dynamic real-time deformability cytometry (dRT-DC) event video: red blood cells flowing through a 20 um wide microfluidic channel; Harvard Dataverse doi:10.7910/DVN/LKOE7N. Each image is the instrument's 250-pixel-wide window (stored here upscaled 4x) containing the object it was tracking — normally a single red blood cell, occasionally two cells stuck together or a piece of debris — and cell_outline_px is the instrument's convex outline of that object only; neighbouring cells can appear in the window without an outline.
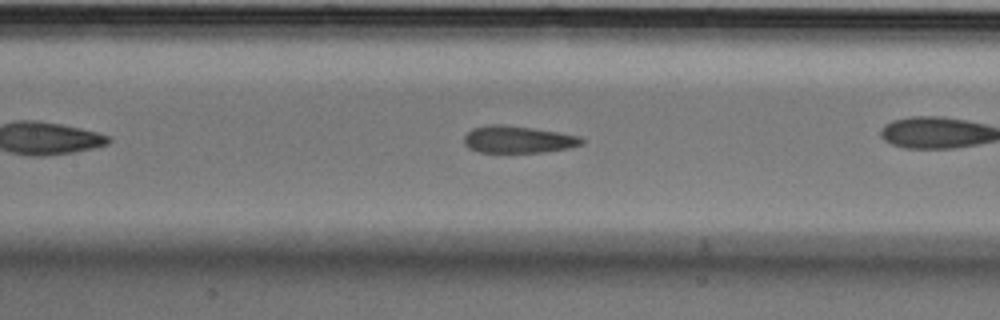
{"species": "Egyptian fruit bat (a non-hibernating species)", "species_latin": "Rousettus aegyptiacus", "temperature_condition": "cold", "stored_images_in_passage": 34, "camera_frame_rate_fps": 3000, "um_per_image_px": 0.085, "animal": {"sex": "male"}, "frame": {"image": 1, "passage_image": 15, "time_ms": 4.667, "image_size_px": [1000, 320], "cell_outline_px": [[584, 144], [568, 148], [544, 152], [476, 152], [468, 148], [464, 144], [464, 136], [472, 128], [488, 124], [500, 124], [532, 128], [580, 136], [584, 140]], "centroid_in_image_um": [44.0, 11.86], "position_along_channel_um": 163.4, "area_um2": 18.61}}